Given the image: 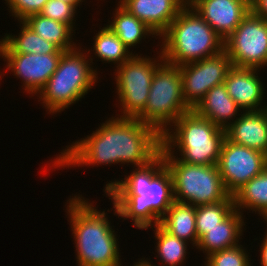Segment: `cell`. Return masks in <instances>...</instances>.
<instances>
[{
	"label": "cell",
	"mask_w": 267,
	"mask_h": 266,
	"mask_svg": "<svg viewBox=\"0 0 267 266\" xmlns=\"http://www.w3.org/2000/svg\"><path fill=\"white\" fill-rule=\"evenodd\" d=\"M66 148L54 161L51 160L49 168L119 163L140 167L160 154L162 135L137 118L112 116L91 135L72 142Z\"/></svg>",
	"instance_id": "6da1fadb"
},
{
	"label": "cell",
	"mask_w": 267,
	"mask_h": 266,
	"mask_svg": "<svg viewBox=\"0 0 267 266\" xmlns=\"http://www.w3.org/2000/svg\"><path fill=\"white\" fill-rule=\"evenodd\" d=\"M133 168L124 179L108 182L103 192L113 202L114 215L131 219L135 228L146 230L159 225L173 204V180L161 153L148 164Z\"/></svg>",
	"instance_id": "7a4b0ae2"
},
{
	"label": "cell",
	"mask_w": 267,
	"mask_h": 266,
	"mask_svg": "<svg viewBox=\"0 0 267 266\" xmlns=\"http://www.w3.org/2000/svg\"><path fill=\"white\" fill-rule=\"evenodd\" d=\"M67 204L66 214L74 234L77 266L122 265L117 234L105 210L99 211L91 201L76 194L70 196Z\"/></svg>",
	"instance_id": "3957f363"
},
{
	"label": "cell",
	"mask_w": 267,
	"mask_h": 266,
	"mask_svg": "<svg viewBox=\"0 0 267 266\" xmlns=\"http://www.w3.org/2000/svg\"><path fill=\"white\" fill-rule=\"evenodd\" d=\"M225 138L224 129L190 110L162 134L160 153L162 156H177L179 161L188 164L217 165ZM176 150L180 158L175 155Z\"/></svg>",
	"instance_id": "277c9868"
},
{
	"label": "cell",
	"mask_w": 267,
	"mask_h": 266,
	"mask_svg": "<svg viewBox=\"0 0 267 266\" xmlns=\"http://www.w3.org/2000/svg\"><path fill=\"white\" fill-rule=\"evenodd\" d=\"M164 61L183 65L215 56L224 50V40L190 5H186L160 36Z\"/></svg>",
	"instance_id": "5b68a950"
},
{
	"label": "cell",
	"mask_w": 267,
	"mask_h": 266,
	"mask_svg": "<svg viewBox=\"0 0 267 266\" xmlns=\"http://www.w3.org/2000/svg\"><path fill=\"white\" fill-rule=\"evenodd\" d=\"M83 51L80 45L65 51L56 71L37 95L38 101H42L41 104L43 103L42 106L47 109L48 114L56 115L68 109L96 85L98 73L91 66L93 55L90 57Z\"/></svg>",
	"instance_id": "8992f818"
},
{
	"label": "cell",
	"mask_w": 267,
	"mask_h": 266,
	"mask_svg": "<svg viewBox=\"0 0 267 266\" xmlns=\"http://www.w3.org/2000/svg\"><path fill=\"white\" fill-rule=\"evenodd\" d=\"M173 180L174 201L194 206L234 201L226 190L217 165L188 164L163 156Z\"/></svg>",
	"instance_id": "52a82bcc"
},
{
	"label": "cell",
	"mask_w": 267,
	"mask_h": 266,
	"mask_svg": "<svg viewBox=\"0 0 267 266\" xmlns=\"http://www.w3.org/2000/svg\"><path fill=\"white\" fill-rule=\"evenodd\" d=\"M190 110L183 97L180 67L164 61L153 75L146 107L136 118L162 135Z\"/></svg>",
	"instance_id": "ba28073f"
},
{
	"label": "cell",
	"mask_w": 267,
	"mask_h": 266,
	"mask_svg": "<svg viewBox=\"0 0 267 266\" xmlns=\"http://www.w3.org/2000/svg\"><path fill=\"white\" fill-rule=\"evenodd\" d=\"M156 54L157 58H150L136 53L115 69L117 98L122 106L121 115L116 116L136 118L145 109L153 75L164 62L162 51Z\"/></svg>",
	"instance_id": "9c48e42d"
},
{
	"label": "cell",
	"mask_w": 267,
	"mask_h": 266,
	"mask_svg": "<svg viewBox=\"0 0 267 266\" xmlns=\"http://www.w3.org/2000/svg\"><path fill=\"white\" fill-rule=\"evenodd\" d=\"M232 66L264 69L267 66V20L252 10L224 40Z\"/></svg>",
	"instance_id": "30bf717a"
},
{
	"label": "cell",
	"mask_w": 267,
	"mask_h": 266,
	"mask_svg": "<svg viewBox=\"0 0 267 266\" xmlns=\"http://www.w3.org/2000/svg\"><path fill=\"white\" fill-rule=\"evenodd\" d=\"M217 166L226 190L233 195L267 168V155L225 138Z\"/></svg>",
	"instance_id": "8fae6325"
},
{
	"label": "cell",
	"mask_w": 267,
	"mask_h": 266,
	"mask_svg": "<svg viewBox=\"0 0 267 266\" xmlns=\"http://www.w3.org/2000/svg\"><path fill=\"white\" fill-rule=\"evenodd\" d=\"M183 97L185 103L193 110L214 86L224 83L232 67L228 54L221 53L180 65Z\"/></svg>",
	"instance_id": "7c38bea8"
},
{
	"label": "cell",
	"mask_w": 267,
	"mask_h": 266,
	"mask_svg": "<svg viewBox=\"0 0 267 266\" xmlns=\"http://www.w3.org/2000/svg\"><path fill=\"white\" fill-rule=\"evenodd\" d=\"M65 51L54 54L0 53L9 72L22 79L25 93L38 95L46 86L48 79L56 71L60 58Z\"/></svg>",
	"instance_id": "4fadbf2b"
},
{
	"label": "cell",
	"mask_w": 267,
	"mask_h": 266,
	"mask_svg": "<svg viewBox=\"0 0 267 266\" xmlns=\"http://www.w3.org/2000/svg\"><path fill=\"white\" fill-rule=\"evenodd\" d=\"M196 12L226 40L251 11V6L244 0H187Z\"/></svg>",
	"instance_id": "5bb4252c"
},
{
	"label": "cell",
	"mask_w": 267,
	"mask_h": 266,
	"mask_svg": "<svg viewBox=\"0 0 267 266\" xmlns=\"http://www.w3.org/2000/svg\"><path fill=\"white\" fill-rule=\"evenodd\" d=\"M261 69L232 66L225 78L224 85L229 96L243 111H259L267 108L262 106L264 88L258 72ZM261 103V104H260Z\"/></svg>",
	"instance_id": "9a60e30c"
},
{
	"label": "cell",
	"mask_w": 267,
	"mask_h": 266,
	"mask_svg": "<svg viewBox=\"0 0 267 266\" xmlns=\"http://www.w3.org/2000/svg\"><path fill=\"white\" fill-rule=\"evenodd\" d=\"M118 2L151 28L157 34V38H160L187 5V0H119Z\"/></svg>",
	"instance_id": "2e32d148"
},
{
	"label": "cell",
	"mask_w": 267,
	"mask_h": 266,
	"mask_svg": "<svg viewBox=\"0 0 267 266\" xmlns=\"http://www.w3.org/2000/svg\"><path fill=\"white\" fill-rule=\"evenodd\" d=\"M225 131L226 138L233 143L267 155V108L259 111H241Z\"/></svg>",
	"instance_id": "e0dca14e"
},
{
	"label": "cell",
	"mask_w": 267,
	"mask_h": 266,
	"mask_svg": "<svg viewBox=\"0 0 267 266\" xmlns=\"http://www.w3.org/2000/svg\"><path fill=\"white\" fill-rule=\"evenodd\" d=\"M193 110L224 130L241 114V108L229 96L224 83L212 87Z\"/></svg>",
	"instance_id": "ac0fdd59"
},
{
	"label": "cell",
	"mask_w": 267,
	"mask_h": 266,
	"mask_svg": "<svg viewBox=\"0 0 267 266\" xmlns=\"http://www.w3.org/2000/svg\"><path fill=\"white\" fill-rule=\"evenodd\" d=\"M243 213L235 209L225 220L218 223V226L209 229L198 241L197 248L206 255L236 246L240 236L243 234L244 222Z\"/></svg>",
	"instance_id": "d6986e66"
},
{
	"label": "cell",
	"mask_w": 267,
	"mask_h": 266,
	"mask_svg": "<svg viewBox=\"0 0 267 266\" xmlns=\"http://www.w3.org/2000/svg\"><path fill=\"white\" fill-rule=\"evenodd\" d=\"M195 221L196 206L174 201L161 218L159 225L169 234L196 247L199 240Z\"/></svg>",
	"instance_id": "ffe728a7"
},
{
	"label": "cell",
	"mask_w": 267,
	"mask_h": 266,
	"mask_svg": "<svg viewBox=\"0 0 267 266\" xmlns=\"http://www.w3.org/2000/svg\"><path fill=\"white\" fill-rule=\"evenodd\" d=\"M112 16V22L107 26L118 36L123 44L129 48L136 47L144 39L152 35V38L157 34L149 28L144 22L133 16L119 2ZM154 35V36H153Z\"/></svg>",
	"instance_id": "44dd1931"
},
{
	"label": "cell",
	"mask_w": 267,
	"mask_h": 266,
	"mask_svg": "<svg viewBox=\"0 0 267 266\" xmlns=\"http://www.w3.org/2000/svg\"><path fill=\"white\" fill-rule=\"evenodd\" d=\"M23 22L59 50L70 51L77 47L73 42L75 30L67 24L45 17L40 13L28 16Z\"/></svg>",
	"instance_id": "7402d4cb"
},
{
	"label": "cell",
	"mask_w": 267,
	"mask_h": 266,
	"mask_svg": "<svg viewBox=\"0 0 267 266\" xmlns=\"http://www.w3.org/2000/svg\"><path fill=\"white\" fill-rule=\"evenodd\" d=\"M20 32L17 35L5 34L2 38L0 53L54 54L59 49L36 34L23 21H19Z\"/></svg>",
	"instance_id": "603a6c76"
},
{
	"label": "cell",
	"mask_w": 267,
	"mask_h": 266,
	"mask_svg": "<svg viewBox=\"0 0 267 266\" xmlns=\"http://www.w3.org/2000/svg\"><path fill=\"white\" fill-rule=\"evenodd\" d=\"M235 209L255 211L261 219L267 217V168L245 183L233 195ZM243 209V210H242Z\"/></svg>",
	"instance_id": "cb8c5ba5"
},
{
	"label": "cell",
	"mask_w": 267,
	"mask_h": 266,
	"mask_svg": "<svg viewBox=\"0 0 267 266\" xmlns=\"http://www.w3.org/2000/svg\"><path fill=\"white\" fill-rule=\"evenodd\" d=\"M93 48L86 49L87 54H93L101 59L103 63L116 64L114 67H118L130 59L134 54L127 48L118 36L107 26L100 28V31L95 34Z\"/></svg>",
	"instance_id": "d4e9b609"
},
{
	"label": "cell",
	"mask_w": 267,
	"mask_h": 266,
	"mask_svg": "<svg viewBox=\"0 0 267 266\" xmlns=\"http://www.w3.org/2000/svg\"><path fill=\"white\" fill-rule=\"evenodd\" d=\"M149 228H154L153 233L157 241L155 251L158 254L156 258H160L161 266H182L181 264L187 259L188 243L169 234L160 225Z\"/></svg>",
	"instance_id": "484cf974"
},
{
	"label": "cell",
	"mask_w": 267,
	"mask_h": 266,
	"mask_svg": "<svg viewBox=\"0 0 267 266\" xmlns=\"http://www.w3.org/2000/svg\"><path fill=\"white\" fill-rule=\"evenodd\" d=\"M235 210L234 201H221L216 204L196 206V230L198 240L212 229L218 226Z\"/></svg>",
	"instance_id": "4316f807"
},
{
	"label": "cell",
	"mask_w": 267,
	"mask_h": 266,
	"mask_svg": "<svg viewBox=\"0 0 267 266\" xmlns=\"http://www.w3.org/2000/svg\"><path fill=\"white\" fill-rule=\"evenodd\" d=\"M242 245L226 248L208 255L204 266H251V256Z\"/></svg>",
	"instance_id": "83f0119b"
},
{
	"label": "cell",
	"mask_w": 267,
	"mask_h": 266,
	"mask_svg": "<svg viewBox=\"0 0 267 266\" xmlns=\"http://www.w3.org/2000/svg\"><path fill=\"white\" fill-rule=\"evenodd\" d=\"M77 9L62 0H48L40 12L41 15L69 25L72 29L75 27Z\"/></svg>",
	"instance_id": "f1b7e54d"
},
{
	"label": "cell",
	"mask_w": 267,
	"mask_h": 266,
	"mask_svg": "<svg viewBox=\"0 0 267 266\" xmlns=\"http://www.w3.org/2000/svg\"><path fill=\"white\" fill-rule=\"evenodd\" d=\"M9 13L18 21L25 20L28 16L38 14L42 11L48 0H5Z\"/></svg>",
	"instance_id": "f546056e"
},
{
	"label": "cell",
	"mask_w": 267,
	"mask_h": 266,
	"mask_svg": "<svg viewBox=\"0 0 267 266\" xmlns=\"http://www.w3.org/2000/svg\"><path fill=\"white\" fill-rule=\"evenodd\" d=\"M251 10L256 15L267 20V0H254Z\"/></svg>",
	"instance_id": "4dcf8cb0"
},
{
	"label": "cell",
	"mask_w": 267,
	"mask_h": 266,
	"mask_svg": "<svg viewBox=\"0 0 267 266\" xmlns=\"http://www.w3.org/2000/svg\"><path fill=\"white\" fill-rule=\"evenodd\" d=\"M261 245H260V263L267 264V230L265 236L263 237Z\"/></svg>",
	"instance_id": "1f68e13d"
},
{
	"label": "cell",
	"mask_w": 267,
	"mask_h": 266,
	"mask_svg": "<svg viewBox=\"0 0 267 266\" xmlns=\"http://www.w3.org/2000/svg\"><path fill=\"white\" fill-rule=\"evenodd\" d=\"M148 260H149L148 258H147V260L145 258L139 259V261L134 262L133 263L134 265H132V266H156V265L151 264L153 262H151L150 260L148 261Z\"/></svg>",
	"instance_id": "d6a6232c"
},
{
	"label": "cell",
	"mask_w": 267,
	"mask_h": 266,
	"mask_svg": "<svg viewBox=\"0 0 267 266\" xmlns=\"http://www.w3.org/2000/svg\"><path fill=\"white\" fill-rule=\"evenodd\" d=\"M64 3L73 5L76 9L80 7V4L84 2L83 0H62ZM79 5V6H78Z\"/></svg>",
	"instance_id": "836d02e7"
},
{
	"label": "cell",
	"mask_w": 267,
	"mask_h": 266,
	"mask_svg": "<svg viewBox=\"0 0 267 266\" xmlns=\"http://www.w3.org/2000/svg\"><path fill=\"white\" fill-rule=\"evenodd\" d=\"M244 1H246L250 6H252V4L254 2V0H244Z\"/></svg>",
	"instance_id": "e575fe53"
},
{
	"label": "cell",
	"mask_w": 267,
	"mask_h": 266,
	"mask_svg": "<svg viewBox=\"0 0 267 266\" xmlns=\"http://www.w3.org/2000/svg\"><path fill=\"white\" fill-rule=\"evenodd\" d=\"M1 44H2V39H0V52H1Z\"/></svg>",
	"instance_id": "d590c367"
}]
</instances>
